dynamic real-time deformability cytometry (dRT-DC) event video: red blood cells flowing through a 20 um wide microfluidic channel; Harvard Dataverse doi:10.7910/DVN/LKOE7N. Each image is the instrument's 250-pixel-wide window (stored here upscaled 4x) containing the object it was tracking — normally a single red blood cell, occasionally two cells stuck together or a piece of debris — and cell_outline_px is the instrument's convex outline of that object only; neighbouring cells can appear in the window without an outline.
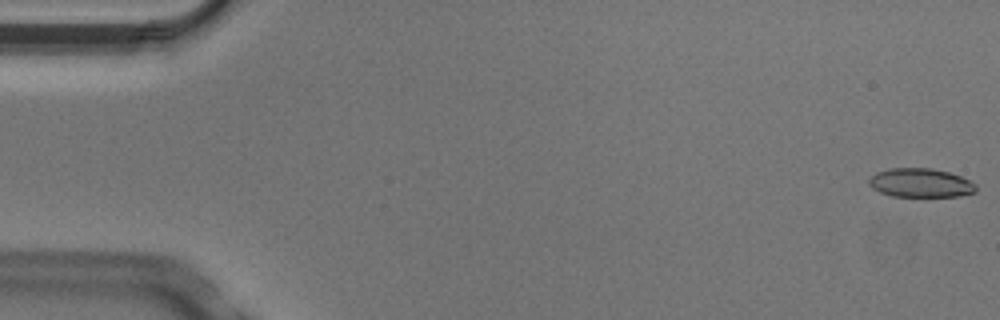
{"species": "Egyptian fruit bat (a non-hibernating species)", "species_latin": "Rousettus aegyptiacus", "temperature_condition": "cold", "stored_images_in_passage": 5, "camera_frame_rate_fps": 3000, "um_per_image_px": 0.085, "animal": {"sex": "male"}, "frame": {"image": 1, "passage_image": 1, "time_ms": 0.0, "image_size_px": [1000, 320], "cell_outline_px": [[976, 192], [960, 196], [892, 196], [880, 192], [872, 188], [868, 184], [868, 180], [876, 172], [888, 168], [932, 168], [948, 172], [972, 180], [976, 184]], "centroid_in_image_um": [78.26, 15.54], "position_along_channel_um": 6.7, "area_um2": 18.15}}